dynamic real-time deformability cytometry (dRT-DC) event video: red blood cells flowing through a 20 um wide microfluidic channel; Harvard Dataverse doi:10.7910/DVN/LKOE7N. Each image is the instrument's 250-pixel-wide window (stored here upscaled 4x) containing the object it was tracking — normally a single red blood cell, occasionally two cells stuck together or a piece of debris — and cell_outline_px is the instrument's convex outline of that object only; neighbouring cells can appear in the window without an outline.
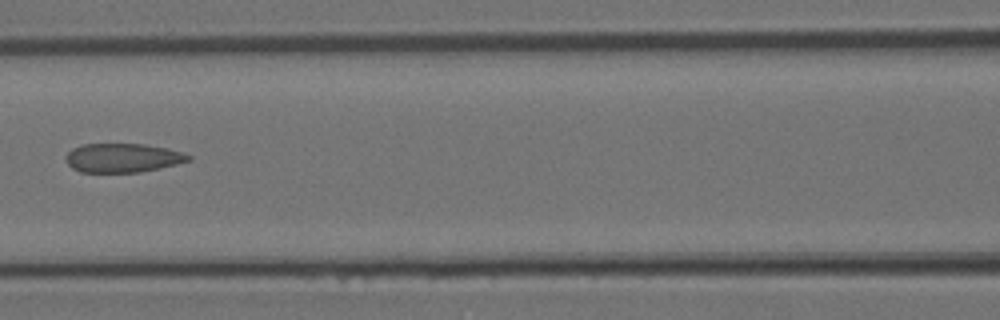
{"species": "Egyptian fruit bat (a non-hibernating species)", "species_latin": "Rousettus aegyptiacus", "temperature_condition": "room temperature", "stored_images_in_passage": 3, "camera_frame_rate_fps": 3000, "um_per_image_px": 0.085, "animal": {"sex": "female"}, "frame": {"image": 1, "passage_image": 3, "time_ms": 0.667, "image_size_px": [1000, 320], "cell_outline_px": [[192, 160], [160, 168], [140, 172], [80, 172], [72, 168], [68, 164], [64, 156], [72, 148], [80, 144], [144, 144], [168, 148], [184, 152], [192, 156]], "centroid_in_image_um": [10.44, 13.41], "position_along_channel_um": 156.2, "area_um2": 20.92}}